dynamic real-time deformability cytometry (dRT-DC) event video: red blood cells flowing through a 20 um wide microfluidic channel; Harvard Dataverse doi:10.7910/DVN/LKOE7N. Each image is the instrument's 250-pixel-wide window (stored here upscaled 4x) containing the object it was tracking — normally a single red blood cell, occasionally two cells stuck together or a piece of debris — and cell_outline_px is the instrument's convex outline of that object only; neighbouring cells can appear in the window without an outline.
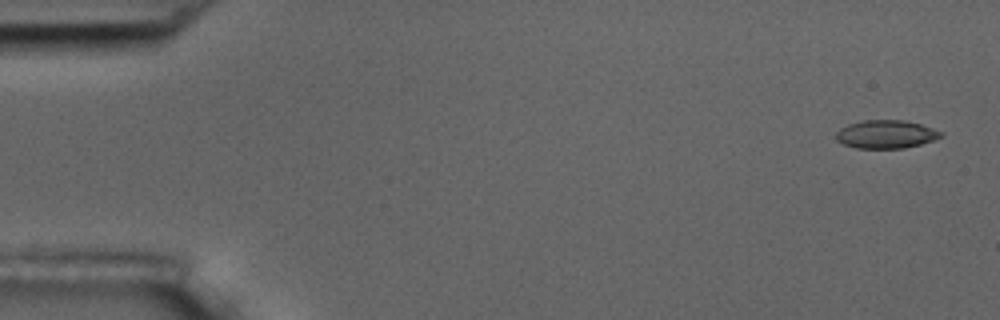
{"species": "common noctule bat (a hibernating species)", "species_latin": "Nyctalus noctula", "temperature_condition": "room temperature", "stored_images_in_passage": 15, "camera_frame_rate_fps": 3000, "um_per_image_px": 0.085, "animal": {"sex": "male", "body_mass_g": 17.5, "forearm_length_mm": 52.3}, "frame": {"image": 1, "passage_image": 1, "time_ms": 0.0, "image_size_px": [1000, 320], "cell_outline_px": [[944, 136], [936, 140], [904, 148], [856, 148], [844, 144], [836, 140], [836, 132], [840, 128], [848, 124], [864, 120], [904, 120], [920, 124], [944, 132]], "centroid_in_image_um": [75.34, 11.41], "position_along_channel_um": 9.7, "area_um2": 17.34}}
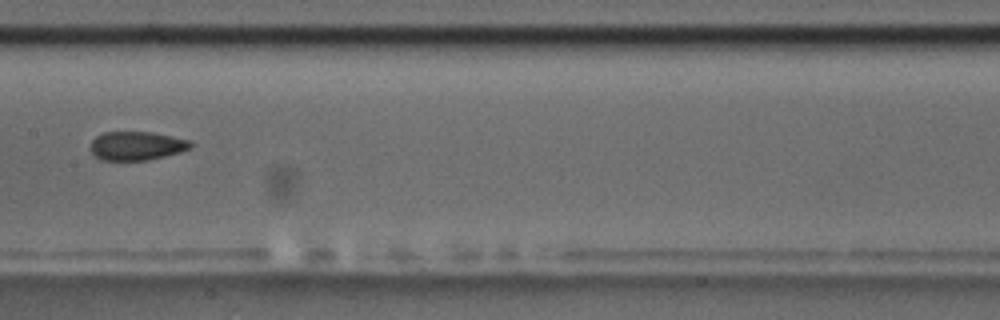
{"frame": {"image": 2, "passage_image": 8, "time_ms": 9.0, "image_size_px": [1000, 320], "cell_outline_px": [[196, 144], [192, 148], [180, 152], [148, 160], [100, 160], [88, 148], [92, 140], [96, 136], [104, 132], [152, 132], [192, 140]], "centroid_in_image_um": [11.65, 12.39], "position_along_channel_um": 195.8, "area_um2": 17.05}}
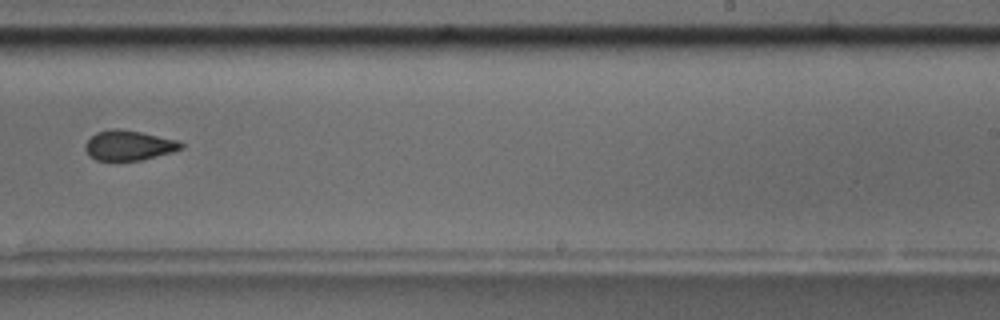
{"frame": {"image": 3, "passage_image": 10, "time_ms": 11.333, "image_size_px": [1000, 320], "cell_outline_px": [[184, 148], [172, 152], [140, 160], [96, 160], [88, 156], [84, 148], [84, 144], [96, 132], [112, 128], [120, 128], [180, 140], [184, 144]], "centroid_in_image_um": [10.95, 12.35], "position_along_channel_um": 278.1, "area_um2": 16.88}, "authors_computed_cell_mechanics": {"area_um2": 17.34, "velocity_mm_per_s": 3.5327, "shape_relaxation_time_tau1_ms": null, "shape_relaxation_time_tau2_ms": 0.7648, "deformation_change_tau1": null, "deformation_change_tau2": 0.0432}}